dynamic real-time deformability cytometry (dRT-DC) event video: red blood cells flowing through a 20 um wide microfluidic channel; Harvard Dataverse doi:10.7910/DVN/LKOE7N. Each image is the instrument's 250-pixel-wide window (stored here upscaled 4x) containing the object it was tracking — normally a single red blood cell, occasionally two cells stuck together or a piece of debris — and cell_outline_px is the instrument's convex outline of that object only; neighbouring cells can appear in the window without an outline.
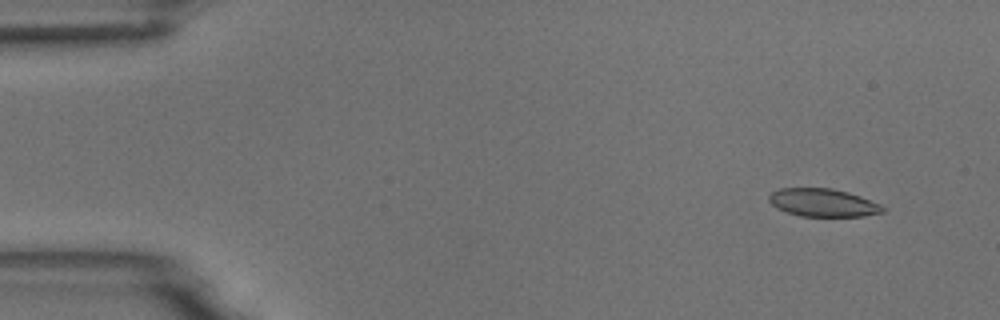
{"species": "common noctule bat (a hibernating species)", "species_latin": "Nyctalus noctula", "temperature_condition": "room temperature", "stored_images_in_passage": 7, "camera_frame_rate_fps": 3000, "um_per_image_px": 0.085, "animal": {"sex": "male", "body_mass_g": 18.8}, "frame": {"image": 1, "passage_image": 1, "time_ms": 0.0, "image_size_px": [1000, 320], "cell_outline_px": [[884, 212], [864, 216], [800, 216], [776, 208], [768, 200], [768, 196], [772, 192], [780, 188], [832, 188], [848, 192], [860, 196], [880, 204], [884, 208]], "centroid_in_image_um": [69.94, 17.22], "position_along_channel_um": 15.1, "area_um2": 18.5}}
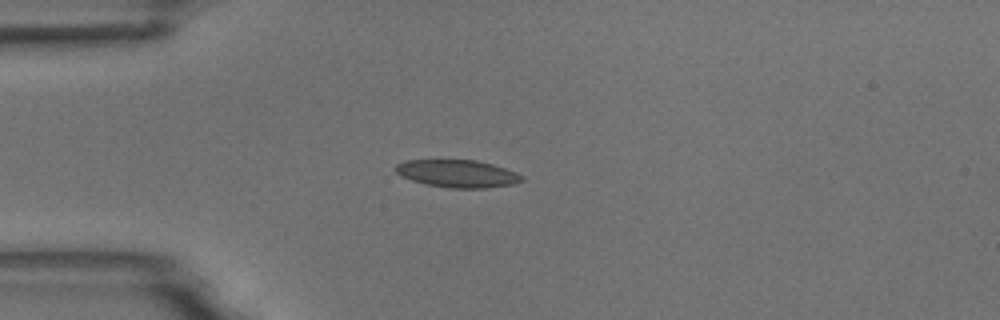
{"frame": {"image": 2, "passage_image": 4, "time_ms": 1.0, "image_size_px": [1000, 320], "cell_outline_px": [[524, 180], [512, 184], [484, 188], [448, 188], [424, 184], [400, 176], [392, 168], [396, 164], [408, 160], [476, 160], [492, 164], [504, 168], [524, 176]], "centroid_in_image_um": [38.84, 14.76], "position_along_channel_um": 46.2, "area_um2": 20.29}}
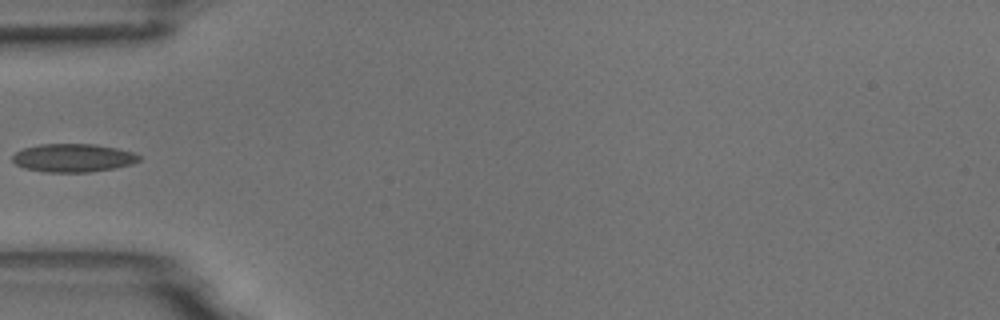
{"frame": {"image": 3, "passage_image": 5, "time_ms": 1.333, "image_size_px": [1000, 320], "cell_outline_px": [[140, 160], [132, 164], [116, 168], [88, 172], [48, 172], [24, 168], [16, 164], [12, 160], [12, 156], [16, 152], [24, 148], [40, 144], [96, 144], [116, 148], [132, 152], [140, 156]], "centroid_in_image_um": [6.22, 13.42], "position_along_channel_um": 78.8, "area_um2": 20.81}}